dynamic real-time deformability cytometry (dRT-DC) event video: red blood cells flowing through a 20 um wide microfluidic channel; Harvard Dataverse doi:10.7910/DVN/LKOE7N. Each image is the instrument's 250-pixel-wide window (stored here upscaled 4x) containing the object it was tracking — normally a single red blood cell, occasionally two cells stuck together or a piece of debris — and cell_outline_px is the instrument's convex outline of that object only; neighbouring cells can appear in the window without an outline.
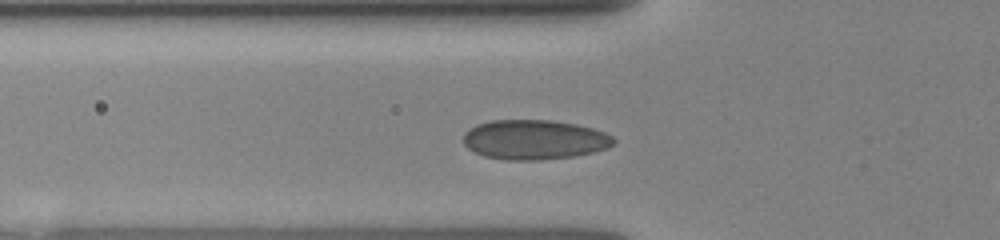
{"species": "human", "species_latin": "Homo sapiens", "temperature_condition": "room temperature", "stored_images_in_passage": 60, "camera_frame_rate_fps": 3000, "um_per_image_px": 0.085, "donor": {"sex": "female"}, "frame": {"image": 1, "passage_image": 3, "time_ms": 0.333, "image_size_px": [1000, 240], "cell_outline_px": [[616, 144], [608, 148], [592, 152], [572, 156], [540, 160], [504, 160], [484, 156], [468, 148], [464, 144], [464, 132], [468, 128], [476, 124], [492, 120], [548, 120], [576, 124], [592, 128], [604, 132], [612, 136], [616, 140]], "centroid_in_image_um": [45.42, 11.87], "position_along_channel_um": 80.4, "area_um2": 34.85}}
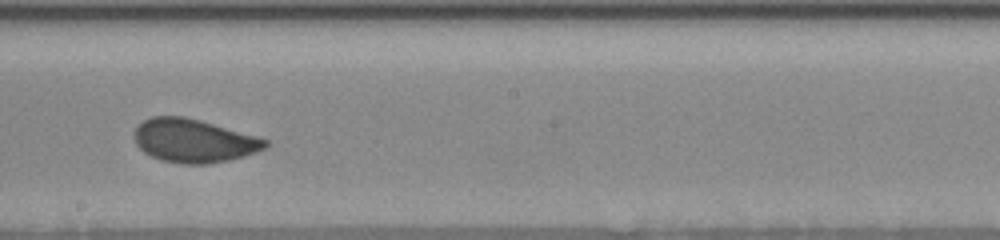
{"frame": {"image": 2, "passage_image": 24, "time_ms": 4.0, "image_size_px": [1000, 240], "cell_outline_px": [[268, 144], [264, 148], [256, 152], [244, 156], [228, 160], [208, 164], [184, 164], [160, 160], [144, 152], [136, 144], [132, 136], [132, 132], [144, 120], [152, 116], [184, 116], [200, 120], [256, 136], [268, 140]], "centroid_in_image_um": [16.43, 11.96], "position_along_channel_um": 231.8, "area_um2": 33.12}}
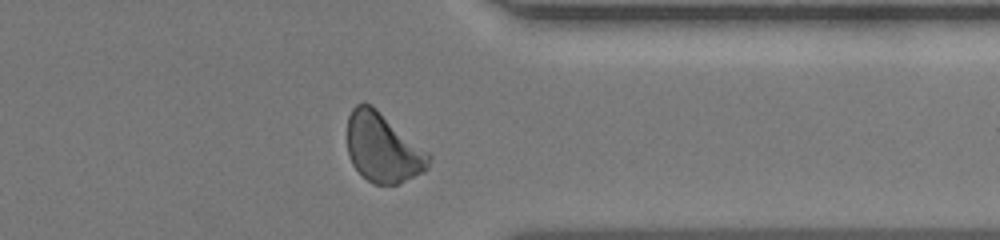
{"frame": {"image": 3, "passage_image": 52, "time_ms": 7.667, "image_size_px": [1000, 240], "cell_outline_px": [[432, 156], [428, 168], [424, 172], [396, 184], [372, 184], [352, 164], [348, 156], [348, 116], [352, 108], [356, 104], [372, 104], [428, 152]], "centroid_in_image_um": [32.55, 12.56], "position_along_channel_um": 378.9, "area_um2": 32.71}}